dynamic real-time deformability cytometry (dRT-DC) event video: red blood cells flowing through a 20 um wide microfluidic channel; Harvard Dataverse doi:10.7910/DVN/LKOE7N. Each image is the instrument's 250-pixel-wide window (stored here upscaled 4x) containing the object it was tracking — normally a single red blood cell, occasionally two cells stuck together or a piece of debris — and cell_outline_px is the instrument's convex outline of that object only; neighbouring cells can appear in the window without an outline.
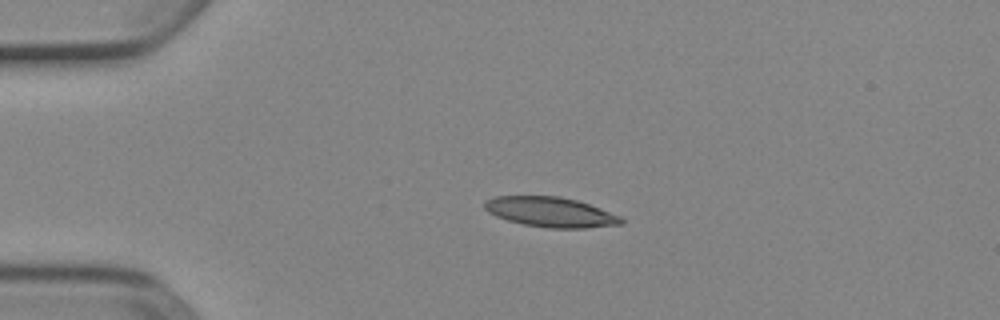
{"species": "Egyptian fruit bat (a non-hibernating species)", "species_latin": "Rousettus aegyptiacus", "temperature_condition": "cold", "stored_images_in_passage": 3, "camera_frame_rate_fps": 3000, "um_per_image_px": 0.085, "animal": {"sex": "female"}, "frame": {"image": 1, "passage_image": 2, "time_ms": 0.333, "image_size_px": [1000, 320], "cell_outline_px": [[624, 224], [584, 228], [548, 228], [524, 224], [508, 220], [496, 216], [488, 212], [484, 208], [484, 200], [496, 196], [560, 196], [576, 200], [600, 208], [620, 216], [624, 220]], "centroid_in_image_um": [46.79, 18.02], "position_along_channel_um": 38.2, "area_um2": 23.81}}